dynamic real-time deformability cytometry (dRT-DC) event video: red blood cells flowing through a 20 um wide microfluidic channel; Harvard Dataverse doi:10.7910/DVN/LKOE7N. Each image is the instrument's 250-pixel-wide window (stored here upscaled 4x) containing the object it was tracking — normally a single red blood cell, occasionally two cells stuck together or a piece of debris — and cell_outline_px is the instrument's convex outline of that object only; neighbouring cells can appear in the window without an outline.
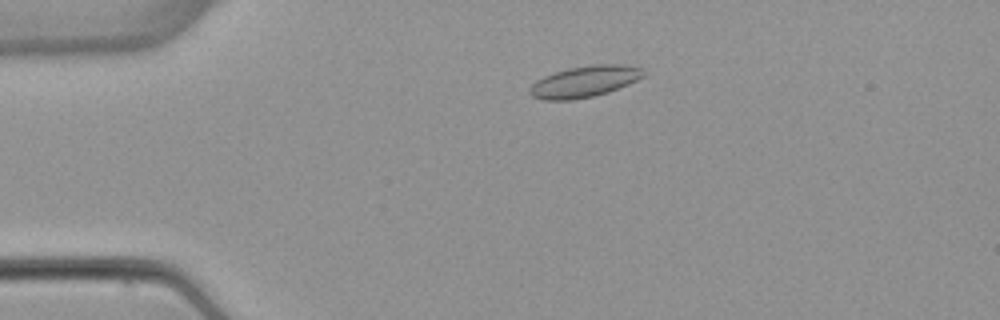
{"species": "common noctule bat (a hibernating species)", "species_latin": "Nyctalus noctula", "temperature_condition": "warm", "stored_images_in_passage": 4, "camera_frame_rate_fps": 3000, "um_per_image_px": 0.085, "animal": {"sex": "female", "body_mass_g": 22.7, "forearm_length_mm": 54.2}, "frame": {"image": 1, "passage_image": 3, "time_ms": 2.667, "image_size_px": [1000, 320], "cell_outline_px": [[648, 72], [644, 76], [628, 84], [608, 92], [592, 96], [572, 100], [544, 100], [532, 96], [528, 92], [528, 88], [536, 80], [544, 76], [568, 68], [592, 64], [624, 64], [640, 68]], "centroid_in_image_um": [49.68, 6.92], "position_along_channel_um": 35.3, "area_um2": 20.81}}